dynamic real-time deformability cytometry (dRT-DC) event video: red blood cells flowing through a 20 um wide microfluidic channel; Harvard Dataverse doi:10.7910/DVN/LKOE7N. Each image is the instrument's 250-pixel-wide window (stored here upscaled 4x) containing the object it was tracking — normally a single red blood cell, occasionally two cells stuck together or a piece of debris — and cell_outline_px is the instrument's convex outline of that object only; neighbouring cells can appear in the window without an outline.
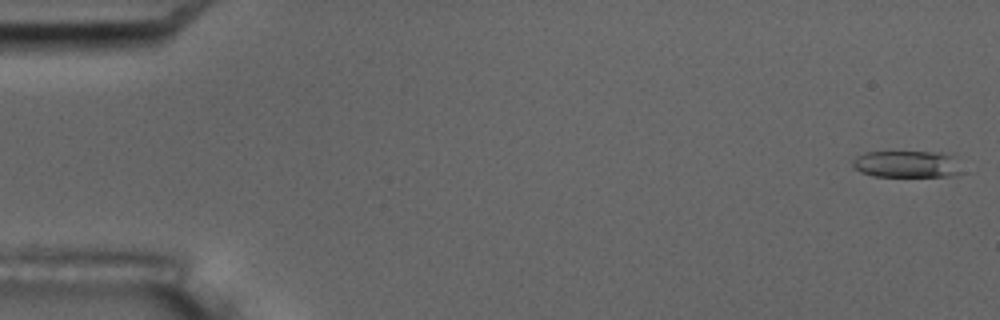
{"species": "common noctule bat (a hibernating species)", "species_latin": "Nyctalus noctula", "temperature_condition": "room temperature", "stored_images_in_passage": 5, "camera_frame_rate_fps": 3000, "um_per_image_px": 0.085, "animal": {"sex": "male", "body_mass_g": 17.5, "forearm_length_mm": 52.3}, "frame": {"image": 1, "passage_image": 1, "time_ms": 0.0, "image_size_px": [1000, 320], "cell_outline_px": [[960, 172], [956, 176], [872, 176], [860, 172], [852, 168], [852, 160], [856, 156], [864, 152], [940, 152], [952, 156]], "centroid_in_image_um": [76.98, 13.95], "position_along_channel_um": 8.0, "area_um2": 16.99}}
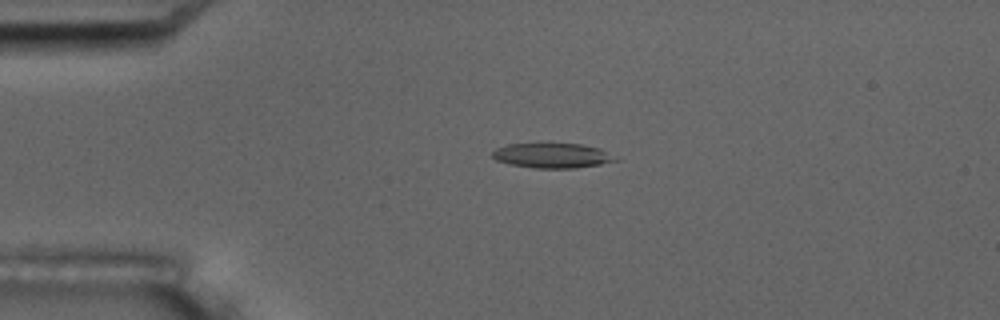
{"frame": {"image": 2, "passage_image": 4, "time_ms": 4.0, "image_size_px": [1000, 320], "cell_outline_px": [[620, 160], [600, 164], [576, 168], [536, 168], [508, 164], [496, 160], [492, 156], [492, 152], [496, 148], [508, 144], [580, 144], [600, 148]], "centroid_in_image_um": [46.93, 13.23], "position_along_channel_um": 38.1, "area_um2": 17.69}}